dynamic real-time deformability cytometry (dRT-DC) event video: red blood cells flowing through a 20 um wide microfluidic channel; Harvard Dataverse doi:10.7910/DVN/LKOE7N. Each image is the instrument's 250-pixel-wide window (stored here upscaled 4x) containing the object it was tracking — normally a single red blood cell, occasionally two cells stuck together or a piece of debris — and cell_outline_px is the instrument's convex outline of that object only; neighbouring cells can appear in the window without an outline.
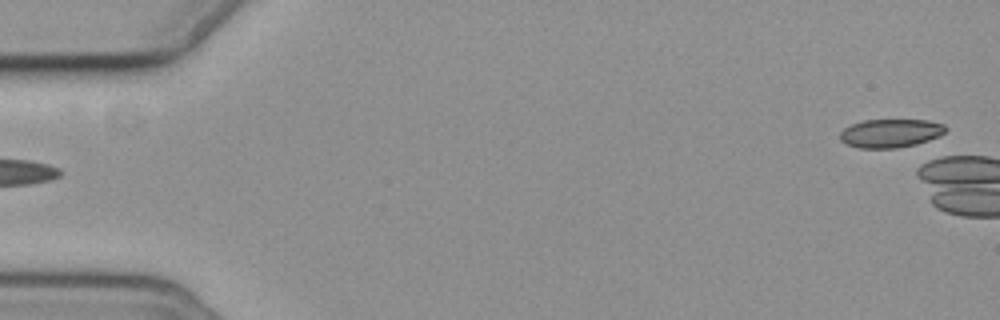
{"species": "common noctule bat (a hibernating species)", "species_latin": "Nyctalus noctula", "temperature_condition": "cold", "stored_images_in_passage": 4, "segment_of_instrument_passage": [2, 2], "camera_frame_rate_fps": 3000, "um_per_image_px": 0.085, "animal": {"sex": "female", "body_mass_g": 19.3, "forearm_length_mm": 54.1}, "frame": {"image": 1, "passage_image": 4, "time_ms": 3.333, "image_size_px": [1000, 320], "cell_outline_px": [[948, 128], [940, 136], [916, 144], [896, 148], [860, 148], [848, 144], [840, 140], [840, 132], [844, 128], [852, 124], [864, 120], [928, 120], [944, 124]], "centroid_in_image_um": [75.71, 11.32], "position_along_channel_um": 9.3, "area_um2": 17.51}}